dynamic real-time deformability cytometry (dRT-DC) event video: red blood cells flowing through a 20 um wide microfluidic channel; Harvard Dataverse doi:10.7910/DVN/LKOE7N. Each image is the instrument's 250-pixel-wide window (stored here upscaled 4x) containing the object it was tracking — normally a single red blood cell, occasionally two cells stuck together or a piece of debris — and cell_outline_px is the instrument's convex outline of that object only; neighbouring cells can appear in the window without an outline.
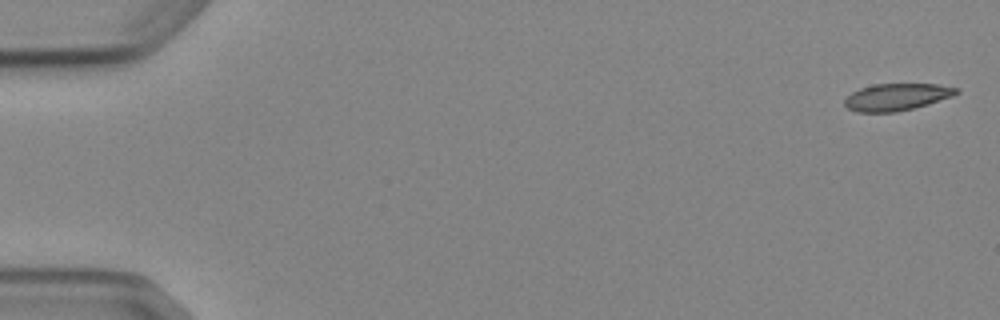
{"species": "Egyptian fruit bat (a non-hibernating species)", "species_latin": "Rousettus aegyptiacus", "temperature_condition": "cold", "stored_images_in_passage": 6, "camera_frame_rate_fps": 3000, "um_per_image_px": 0.085, "animal": {"sex": "female"}, "frame": {"image": 1, "passage_image": 1, "time_ms": 0.0, "image_size_px": [1000, 320], "cell_outline_px": [[960, 92], [952, 96], [928, 104], [896, 112], [856, 112], [848, 108], [844, 104], [844, 100], [852, 92], [860, 88], [872, 84], [936, 84], [960, 88]], "centroid_in_image_um": [76.22, 8.24], "position_along_channel_um": 8.8, "area_um2": 17.57}}
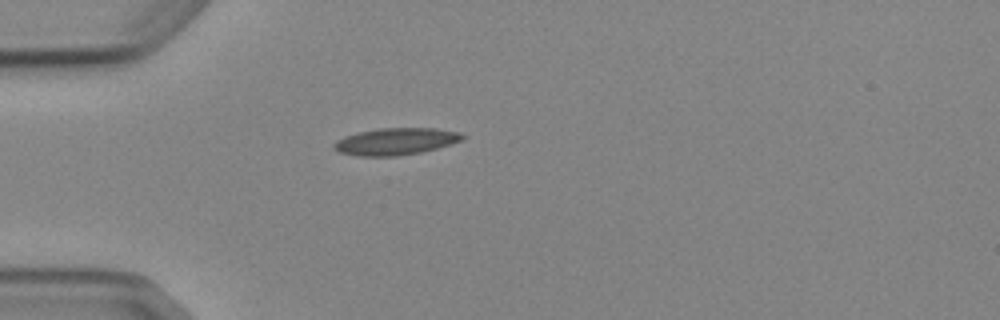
{"frame": {"image": 2, "passage_image": 5, "time_ms": 4.667, "image_size_px": [1000, 320], "cell_outline_px": [[464, 136], [460, 140], [452, 144], [420, 152], [396, 156], [360, 156], [340, 152], [332, 148], [332, 144], [336, 140], [344, 136], [360, 132], [380, 128], [436, 128], [460, 132]], "centroid_in_image_um": [33.61, 12.02], "position_along_channel_um": 51.4, "area_um2": 20.06}}